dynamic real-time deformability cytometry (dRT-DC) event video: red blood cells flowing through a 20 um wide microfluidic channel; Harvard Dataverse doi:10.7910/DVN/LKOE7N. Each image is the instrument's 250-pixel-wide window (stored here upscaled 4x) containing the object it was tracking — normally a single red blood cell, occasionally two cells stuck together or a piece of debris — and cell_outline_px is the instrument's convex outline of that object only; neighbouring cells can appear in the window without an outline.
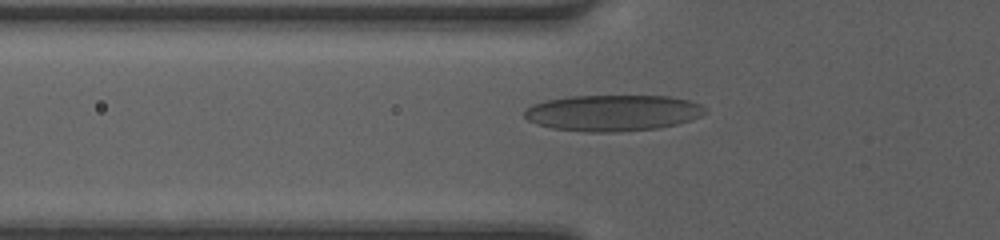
{"species": "human", "species_latin": "Homo sapiens", "temperature_condition": "room temperature", "stored_images_in_passage": 35, "camera_frame_rate_fps": 3000, "um_per_image_px": 0.085, "donor": {"sex": "female"}, "frame": {"image": 1, "passage_image": 4, "time_ms": 1.0, "image_size_px": [1000, 240], "cell_outline_px": [[708, 112], [692, 120], [660, 128], [616, 132], [584, 132], [552, 128], [536, 124], [528, 120], [524, 116], [524, 112], [532, 104], [548, 100], [568, 96], [668, 96], [688, 100], [700, 104]], "centroid_in_image_um": [52.09, 9.6], "position_along_channel_um": 73.7, "area_um2": 38.21}}
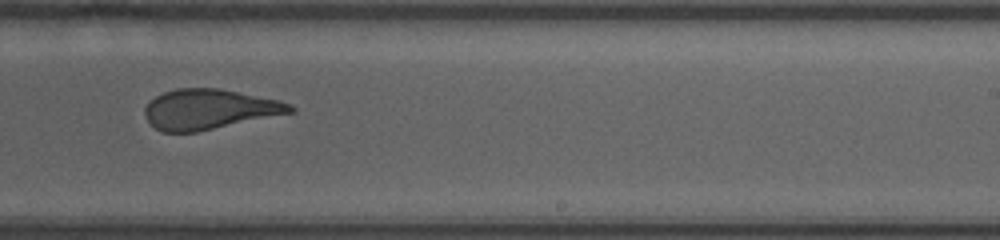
{"frame": {"image": 2, "passage_image": 18, "time_ms": 5.667, "image_size_px": [1000, 240], "cell_outline_px": [[296, 112], [196, 132], [160, 132], [148, 120], [144, 112], [144, 108], [156, 96], [164, 92], [176, 88], [216, 88], [276, 100], [292, 104], [296, 108]], "centroid_in_image_um": [17.79, 9.3], "position_along_channel_um": 271.2, "area_um2": 33.64}}
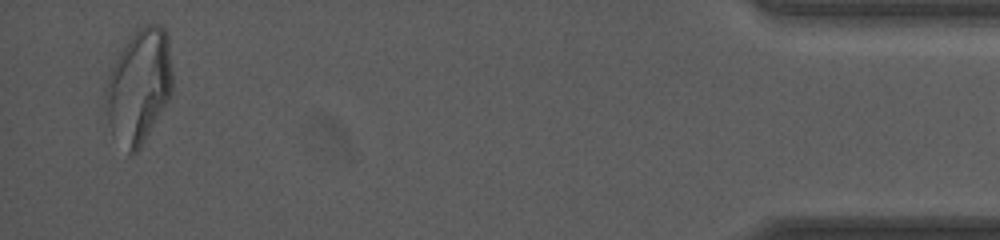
{"frame": {"image": 3, "passage_image": 34, "time_ms": 11.0, "image_size_px": [1000, 240], "cell_outline_px": [[172, 92], [168, 100], [140, 148], [136, 152], [128, 152], [112, 132], [104, 104], [104, 92], [108, 76], [120, 52], [136, 28], [140, 24], [160, 24], [164, 28], [168, 36], [172, 72]], "centroid_in_image_um": [11.82, 7.27], "position_along_channel_um": 423.4, "area_um2": 44.16}}